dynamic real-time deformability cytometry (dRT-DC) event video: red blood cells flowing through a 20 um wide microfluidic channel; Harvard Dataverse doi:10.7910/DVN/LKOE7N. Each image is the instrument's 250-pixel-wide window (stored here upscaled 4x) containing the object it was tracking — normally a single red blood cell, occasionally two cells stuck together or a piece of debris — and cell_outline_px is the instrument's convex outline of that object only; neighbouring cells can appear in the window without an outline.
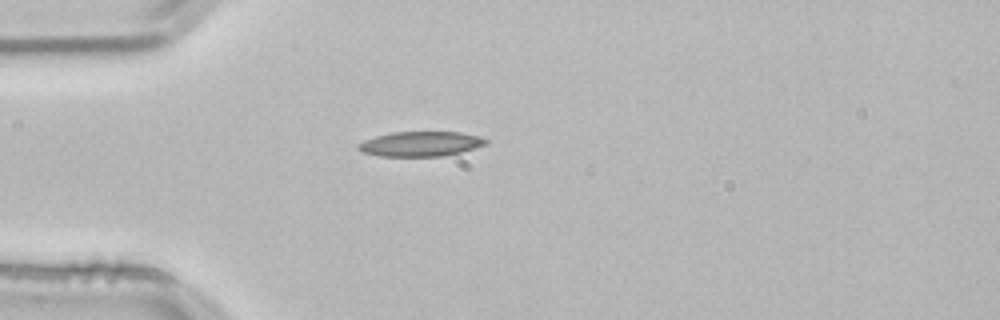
{"species": "common noctule bat (a hibernating species)", "species_latin": "Nyctalus noctula", "temperature_condition": "room temperature", "stored_images_in_passage": 40, "camera_frame_rate_fps": 3000, "um_per_image_px": 0.085, "animal": {"sex": "male", "body_mass_g": 21.5, "forearm_length_mm": 52.0}, "frame": {"image": 1, "passage_image": 1, "time_ms": 0.0, "image_size_px": [1000, 320], "cell_outline_px": [[488, 144], [460, 152], [444, 156], [380, 156], [360, 152], [356, 148], [356, 144], [364, 140], [376, 136], [392, 132], [460, 132], [480, 136], [488, 140]], "centroid_in_image_um": [35.72, 12.23], "position_along_channel_um": 49.3, "area_um2": 18.61}}
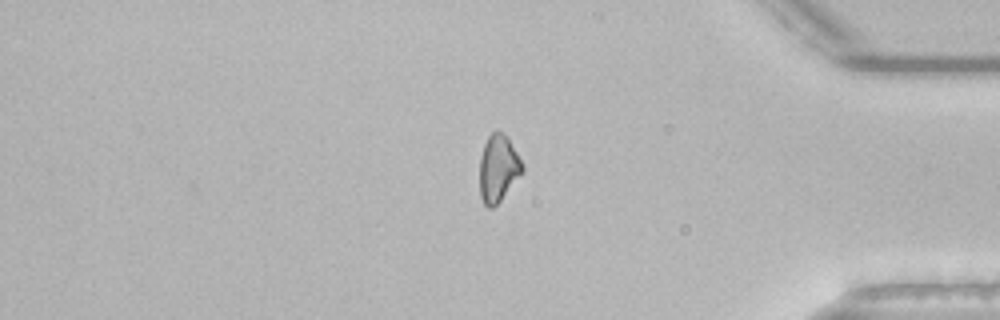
{"frame": {"image": 2, "passage_image": 31, "time_ms": 10.0, "image_size_px": [1000, 320], "cell_outline_px": [[524, 172], [500, 200], [492, 208], [488, 208], [484, 204], [480, 196], [480, 156], [484, 144], [488, 136], [496, 128], [508, 136], [524, 164]], "centroid_in_image_um": [42.37, 14.27], "position_along_channel_um": 392.8, "area_um2": 16.99}}
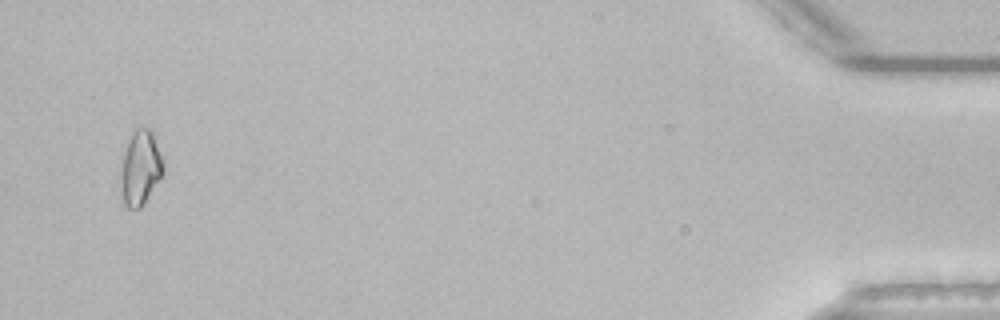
{"frame": {"image": 3, "passage_image": 38, "time_ms": 12.333, "image_size_px": [1000, 320], "cell_outline_px": [[164, 172], [144, 204], [140, 208], [124, 208], [120, 188], [120, 168], [124, 152], [128, 140], [132, 132], [136, 128], [148, 128], [152, 132], [164, 164]], "centroid_in_image_um": [11.9, 14.31], "position_along_channel_um": 423.3, "area_um2": 18.67}}